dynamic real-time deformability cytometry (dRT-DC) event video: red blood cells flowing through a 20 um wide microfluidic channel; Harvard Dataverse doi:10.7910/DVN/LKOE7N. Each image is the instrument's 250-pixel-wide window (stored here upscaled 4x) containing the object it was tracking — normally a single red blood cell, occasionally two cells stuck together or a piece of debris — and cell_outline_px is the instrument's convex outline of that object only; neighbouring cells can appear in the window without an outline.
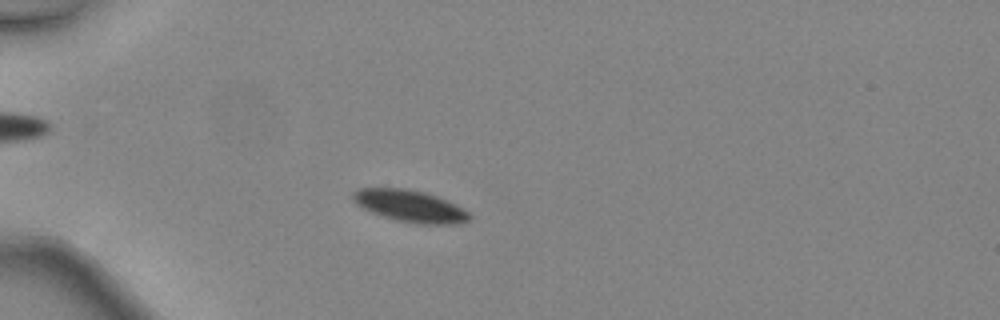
{"species": "common noctule bat (a hibernating species)", "species_latin": "Nyctalus noctula", "temperature_condition": "warm", "stored_images_in_passage": 43, "camera_frame_rate_fps": 3000, "um_per_image_px": 0.085, "animal": {"sex": "female", "body_mass_g": 24.6, "forearm_length_mm": 56.2}, "frame": {"image": 1, "passage_image": 10, "time_ms": 3.0, "image_size_px": [1000, 320], "cell_outline_px": [[472, 216], [468, 220], [456, 224], [416, 224], [396, 220], [372, 212], [356, 204], [352, 200], [352, 192], [356, 188], [408, 188], [424, 192], [436, 196], [468, 212]], "centroid_in_image_um": [34.79, 17.51], "position_along_channel_um": 50.2, "area_um2": 21.44}}
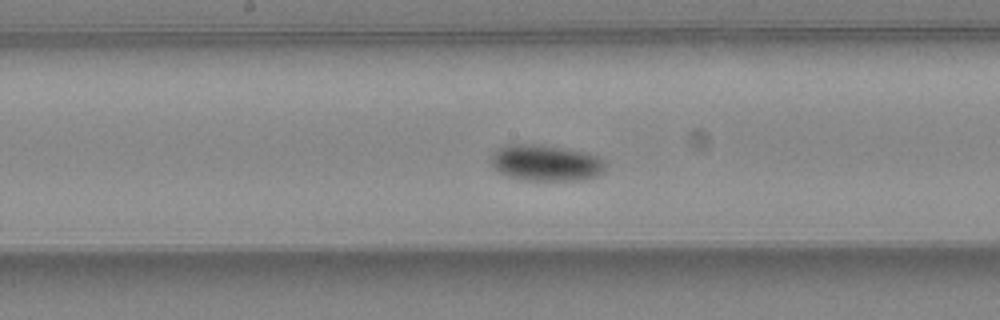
{"frame": {"image": 2, "passage_image": 22, "time_ms": 7.0, "image_size_px": [1000, 320], "cell_outline_px": [[608, 168], [604, 172], [596, 176], [584, 180], [520, 180], [496, 172], [492, 168], [488, 160], [488, 156], [496, 148], [504, 144], [544, 144], [588, 152], [600, 156], [608, 164]], "centroid_in_image_um": [46.37, 13.83], "position_along_channel_um": 201.8, "area_um2": 25.32}}
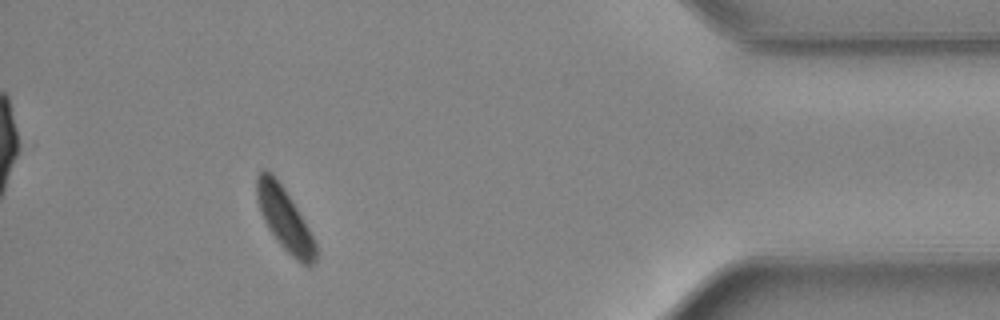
{"frame": {"image": 3, "passage_image": 39, "time_ms": 12.667, "image_size_px": [1000, 320], "cell_outline_px": [[316, 260], [312, 264], [300, 264], [276, 240], [268, 228], [264, 220], [256, 196], [256, 180], [260, 172], [264, 168], [272, 172], [276, 176], [284, 188], [304, 220], [316, 244]], "centroid_in_image_um": [24.18, 18.59], "position_along_channel_um": 411.0, "area_um2": 21.21}, "authors_computed_cell_mechanics": {"area_um2": 22.3108, "velocity_mm_per_s": 4.475, "shape_relaxation_time_tau1_ms": 3.0955, "shape_relaxation_time_tau2_ms": null, "deformation_change_tau1": 0.0999, "deformation_change_tau2": null}}